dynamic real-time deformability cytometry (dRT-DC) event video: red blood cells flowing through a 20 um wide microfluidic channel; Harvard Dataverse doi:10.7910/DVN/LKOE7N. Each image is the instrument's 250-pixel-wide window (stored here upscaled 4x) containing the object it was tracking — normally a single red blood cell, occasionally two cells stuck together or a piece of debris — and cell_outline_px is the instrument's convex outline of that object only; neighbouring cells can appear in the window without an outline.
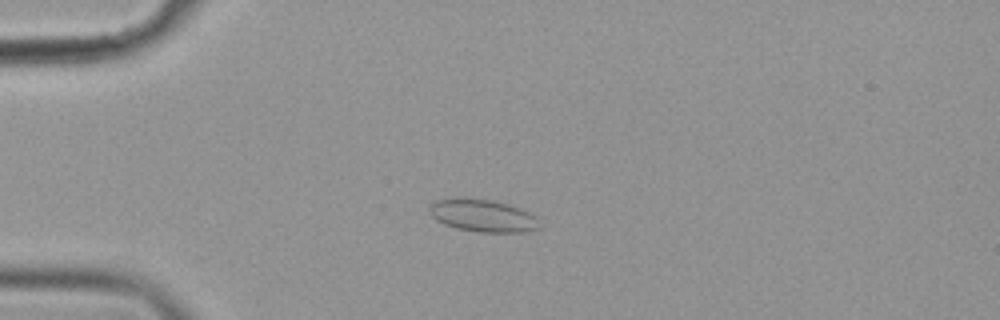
{"species": "common noctule bat (a hibernating species)", "species_latin": "Nyctalus noctula", "temperature_condition": "cold", "stored_images_in_passage": 53, "camera_frame_rate_fps": 3000, "um_per_image_px": 0.085, "animal": {"sex": "female", "body_mass_g": 19.9}, "frame": {"image": 1, "passage_image": 11, "time_ms": 3.333, "image_size_px": [1000, 320], "cell_outline_px": [[540, 228], [528, 232], [480, 232], [456, 228], [444, 224], [436, 220], [428, 212], [432, 204], [436, 200], [448, 196], [460, 196], [492, 200], [508, 204], [520, 208], [536, 216]], "centroid_in_image_um": [41.0, 18.3], "position_along_channel_um": 44.0, "area_um2": 21.27}}
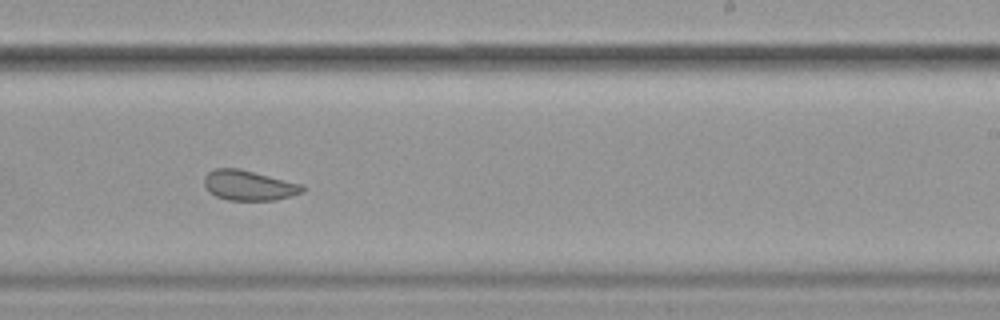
{"frame": {"image": 2, "passage_image": 32, "time_ms": 10.333, "image_size_px": [1000, 320], "cell_outline_px": [[304, 192], [292, 196], [276, 200], [228, 200], [216, 196], [208, 192], [204, 184], [204, 176], [208, 172], [216, 168], [240, 168], [304, 184]], "centroid_in_image_um": [21.17, 15.75], "position_along_channel_um": 267.8, "area_um2": 17.51}}
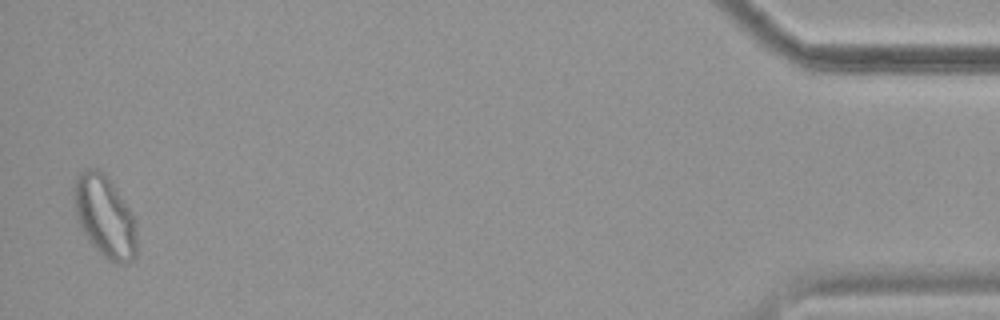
{"frame": {"image": 3, "passage_image": 52, "time_ms": 17.0, "image_size_px": [1000, 320], "cell_outline_px": [[136, 256], [128, 264], [116, 264], [108, 260], [88, 240], [76, 216], [72, 192], [76, 176], [80, 172], [88, 168], [100, 168], [112, 184], [136, 220]], "centroid_in_image_um": [8.9, 18.41], "position_along_channel_um": 426.3, "area_um2": 29.82}, "authors_computed_cell_mechanics": {"area_um2": 19.8254, "velocity_mm_per_s": 3.5797, "shape_relaxation_time_tau1_ms": null, "shape_relaxation_time_tau2_ms": 0.7486, "deformation_change_tau1": null, "deformation_change_tau2": 0.0558}}